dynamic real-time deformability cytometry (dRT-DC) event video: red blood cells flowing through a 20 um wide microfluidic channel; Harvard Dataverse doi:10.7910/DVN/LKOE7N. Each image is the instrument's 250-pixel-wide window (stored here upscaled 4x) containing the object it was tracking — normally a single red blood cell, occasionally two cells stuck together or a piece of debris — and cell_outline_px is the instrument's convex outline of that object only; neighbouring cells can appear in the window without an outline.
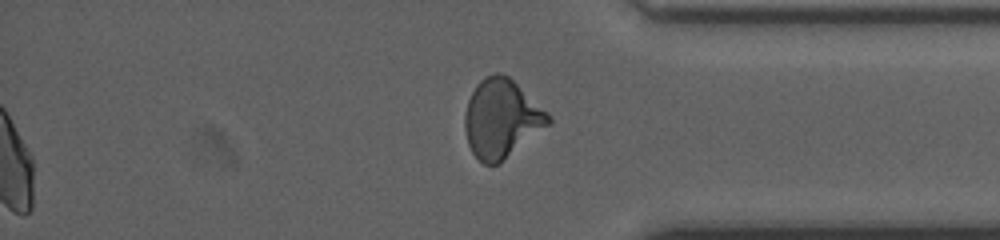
{"species": "human", "species_latin": "Homo sapiens", "temperature_condition": "cold", "stored_images_in_passage": 30, "segment_of_instrument_passage": [2, 2], "camera_frame_rate_fps": 3000, "um_per_image_px": 0.085, "donor": {"sex": "female"}, "frame": {"image": 1, "passage_image": 30, "time_ms": 9.667, "image_size_px": [1000, 240], "cell_outline_px": [[552, 124], [500, 164], [484, 164], [472, 152], [468, 144], [464, 128], [464, 116], [468, 100], [476, 84], [484, 76], [496, 72], [500, 72], [508, 76], [548, 112], [552, 116]], "centroid_in_image_um": [42.65, 10.09], "position_along_channel_um": 392.6, "area_um2": 38.67}}